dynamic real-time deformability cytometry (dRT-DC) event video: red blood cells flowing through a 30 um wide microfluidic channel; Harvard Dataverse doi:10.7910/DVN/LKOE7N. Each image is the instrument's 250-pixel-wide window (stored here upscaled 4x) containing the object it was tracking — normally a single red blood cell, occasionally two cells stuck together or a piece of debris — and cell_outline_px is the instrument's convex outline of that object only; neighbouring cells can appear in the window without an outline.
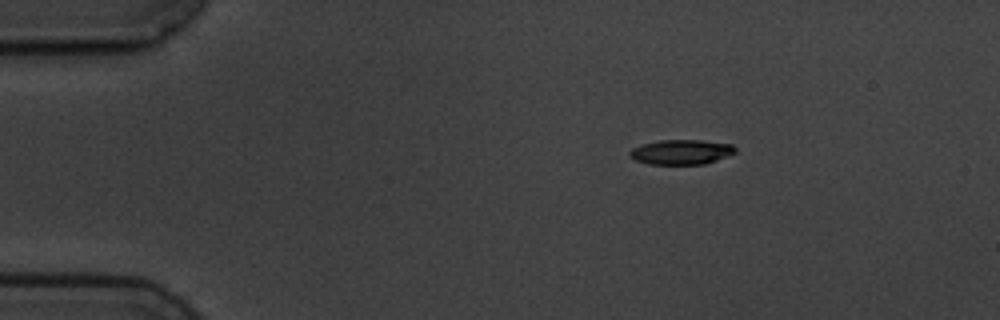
{"species": "common noctule bat (a hibernating species)", "species_latin": "Nyctalus noctula", "temperature_condition": "cold", "stored_images_in_passage": 3, "camera_frame_rate_fps": 3000, "um_per_image_px": 0.085, "animal": {"sex": "male", "body_mass_g": 19.5, "forearm_length_mm": 54.6}, "frame": {"image": 1, "passage_image": 1, "time_ms": 0.0, "image_size_px": [1000, 320], "cell_outline_px": [[736, 152], [716, 160], [704, 164], [648, 164], [636, 160], [628, 156], [628, 152], [632, 148], [644, 144], [660, 140], [700, 140], [732, 144], [736, 148]], "centroid_in_image_um": [57.89, 12.92], "position_along_channel_um": 27.1, "area_um2": 15.2}}